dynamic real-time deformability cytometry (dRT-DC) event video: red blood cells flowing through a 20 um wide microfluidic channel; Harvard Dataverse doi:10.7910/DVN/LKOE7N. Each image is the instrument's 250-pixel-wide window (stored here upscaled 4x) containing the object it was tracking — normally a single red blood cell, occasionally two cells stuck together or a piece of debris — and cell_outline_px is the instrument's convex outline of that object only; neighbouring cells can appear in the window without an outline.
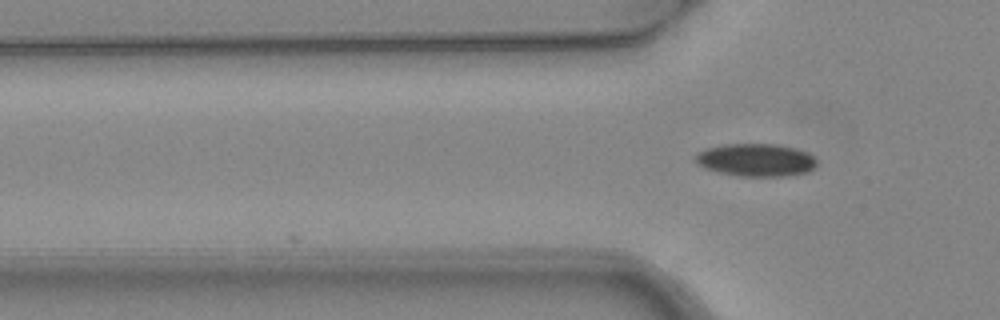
{"species": "common noctule bat (a hibernating species)", "species_latin": "Nyctalus noctula", "temperature_condition": "warm", "stored_images_in_passage": 2, "camera_frame_rate_fps": 3000, "um_per_image_px": 0.085, "animal": {"sex": "female", "body_mass_g": 24.6, "forearm_length_mm": 56.2}, "frame": {"image": 1, "passage_image": 2, "time_ms": 0.333, "image_size_px": [1000, 320], "cell_outline_px": [[816, 164], [808, 172], [788, 176], [740, 176], [720, 172], [704, 168], [692, 156], [696, 152], [704, 148], [724, 144], [776, 144], [808, 152], [816, 160]], "centroid_in_image_um": [64.21, 13.59], "position_along_channel_um": 61.6, "area_um2": 23.18}}